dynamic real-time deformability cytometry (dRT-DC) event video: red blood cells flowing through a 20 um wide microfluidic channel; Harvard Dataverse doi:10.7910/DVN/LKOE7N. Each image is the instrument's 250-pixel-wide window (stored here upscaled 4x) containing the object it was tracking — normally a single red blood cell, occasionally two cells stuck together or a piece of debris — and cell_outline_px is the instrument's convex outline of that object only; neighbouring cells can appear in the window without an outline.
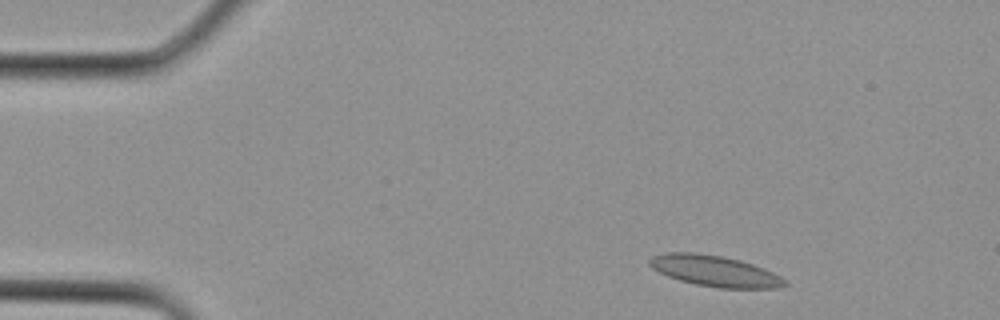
{"species": "Egyptian fruit bat (a non-hibernating species)", "species_latin": "Rousettus aegyptiacus", "temperature_condition": "cold", "stored_images_in_passage": 2, "camera_frame_rate_fps": 3000, "um_per_image_px": 0.085, "animal": {"sex": "female"}, "frame": {"image": 1, "passage_image": 1, "time_ms": 0.0, "image_size_px": [1000, 320], "cell_outline_px": [[788, 284], [776, 288], [720, 288], [696, 284], [680, 280], [668, 276], [652, 268], [648, 264], [648, 260], [652, 256], [668, 252], [692, 252], [720, 256], [740, 260], [764, 268], [788, 280]], "centroid_in_image_um": [60.76, 23.03], "position_along_channel_um": 24.2, "area_um2": 24.28}}